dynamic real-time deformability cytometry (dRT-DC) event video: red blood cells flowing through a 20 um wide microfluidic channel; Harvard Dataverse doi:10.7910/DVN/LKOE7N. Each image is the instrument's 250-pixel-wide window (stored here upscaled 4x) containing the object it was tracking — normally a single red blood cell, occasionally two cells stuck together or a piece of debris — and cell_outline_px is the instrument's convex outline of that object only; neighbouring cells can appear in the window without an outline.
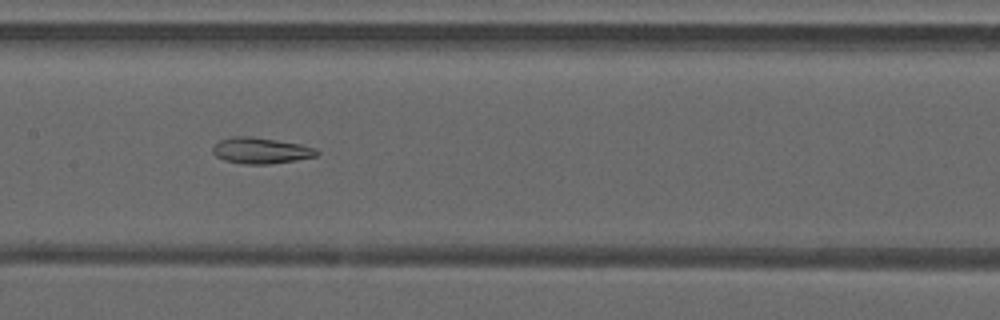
{"species": "common noctule bat (a hibernating species)", "species_latin": "Nyctalus noctula", "temperature_condition": "warm", "stored_images_in_passage": 36, "camera_frame_rate_fps": 3000, "um_per_image_px": 0.085, "animal": {"sex": "male", "forearm_length_mm": 52.5}, "frame": {"image": 1, "passage_image": 14, "time_ms": 4.333, "image_size_px": [1000, 320], "cell_outline_px": [[320, 152], [316, 156], [296, 160], [268, 164], [244, 164], [224, 160], [216, 156], [212, 152], [212, 148], [220, 140], [232, 136], [252, 136], [300, 144], [316, 148]], "centroid_in_image_um": [22.17, 12.8], "position_along_channel_um": 185.2, "area_um2": 15.78}}
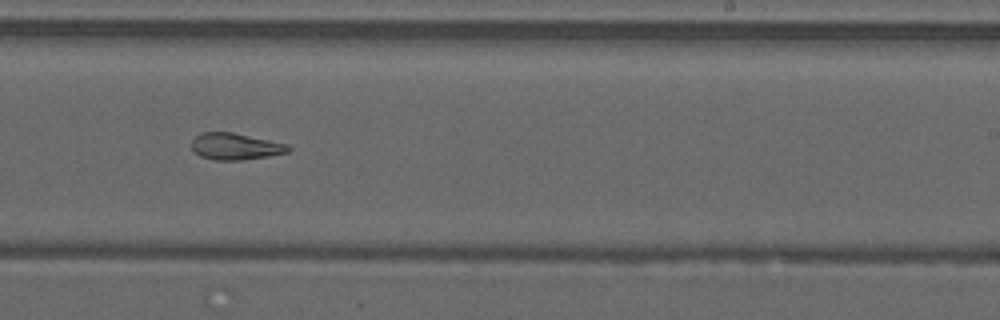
{"frame": {"image": 2, "passage_image": 20, "time_ms": 6.333, "image_size_px": [1000, 320], "cell_outline_px": [[292, 148], [288, 152], [268, 156], [244, 160], [216, 160], [200, 156], [192, 148], [192, 140], [200, 132], [232, 132], [288, 144]], "centroid_in_image_um": [20.02, 12.44], "position_along_channel_um": 269.0, "area_um2": 14.97}}
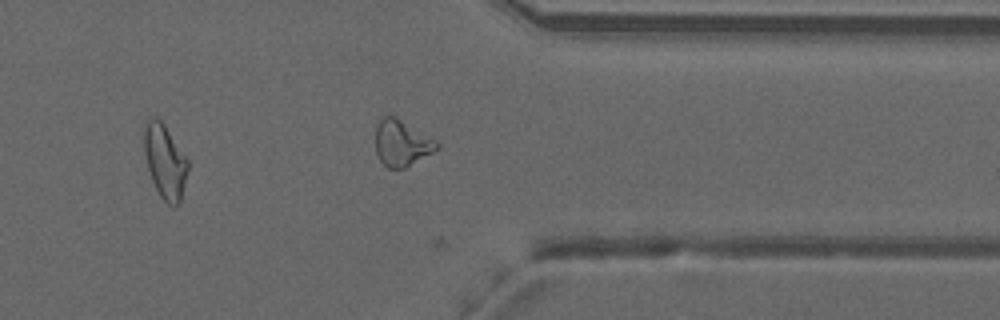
{"frame": {"image": 3, "passage_image": 28, "time_ms": 9.0, "image_size_px": [1000, 320], "cell_outline_px": [[440, 148], [404, 168], [388, 168], [380, 160], [376, 152], [376, 124], [384, 116], [396, 116], [436, 140], [440, 144]], "centroid_in_image_um": [34.15, 12.15], "position_along_channel_um": 377.2, "area_um2": 16.42}}